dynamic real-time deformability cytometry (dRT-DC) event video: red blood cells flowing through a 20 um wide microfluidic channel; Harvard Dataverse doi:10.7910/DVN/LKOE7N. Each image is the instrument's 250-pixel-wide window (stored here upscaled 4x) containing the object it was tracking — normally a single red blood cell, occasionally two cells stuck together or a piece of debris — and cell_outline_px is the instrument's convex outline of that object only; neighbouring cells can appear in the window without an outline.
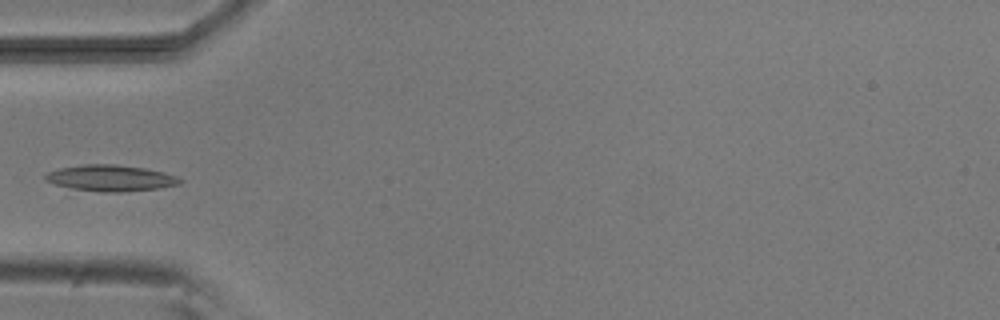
{"species": "common noctule bat (a hibernating species)", "species_latin": "Nyctalus noctula", "temperature_condition": "room temperature", "stored_images_in_passage": 5, "camera_frame_rate_fps": 3000, "um_per_image_px": 0.085, "animal": {"sex": "male", "body_mass_g": 20.5, "forearm_length_mm": 52.5}, "frame": {"image": 1, "passage_image": 4, "time_ms": 3.333, "image_size_px": [1000, 320], "cell_outline_px": [[184, 180], [180, 184], [160, 188], [120, 192], [100, 192], [72, 188], [56, 184], [44, 180], [44, 176], [48, 172], [60, 168], [84, 164], [116, 164], [144, 168], [164, 172], [176, 176]], "centroid_in_image_um": [9.43, 15.13], "position_along_channel_um": 75.6, "area_um2": 20.52}}
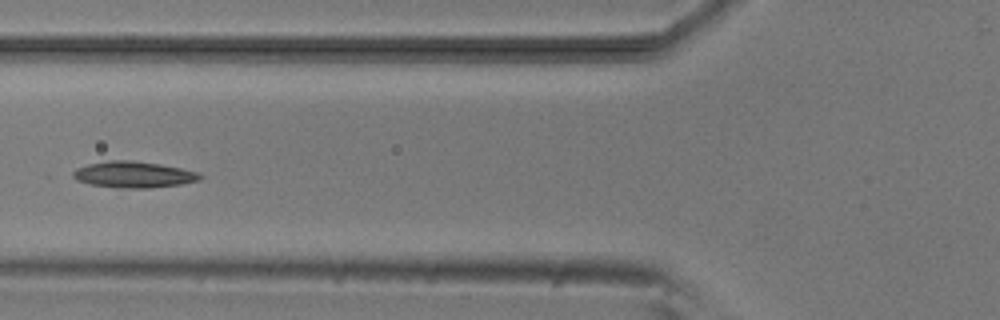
{"frame": {"image": 2, "passage_image": 5, "time_ms": 4.333, "image_size_px": [1000, 320], "cell_outline_px": [[204, 176], [200, 180], [180, 184], [148, 188], [120, 188], [92, 184], [76, 180], [72, 176], [72, 172], [76, 168], [88, 164], [108, 160], [132, 160], [160, 164], [200, 172]], "centroid_in_image_um": [11.37, 14.83], "position_along_channel_um": 114.4, "area_um2": 19.48}}